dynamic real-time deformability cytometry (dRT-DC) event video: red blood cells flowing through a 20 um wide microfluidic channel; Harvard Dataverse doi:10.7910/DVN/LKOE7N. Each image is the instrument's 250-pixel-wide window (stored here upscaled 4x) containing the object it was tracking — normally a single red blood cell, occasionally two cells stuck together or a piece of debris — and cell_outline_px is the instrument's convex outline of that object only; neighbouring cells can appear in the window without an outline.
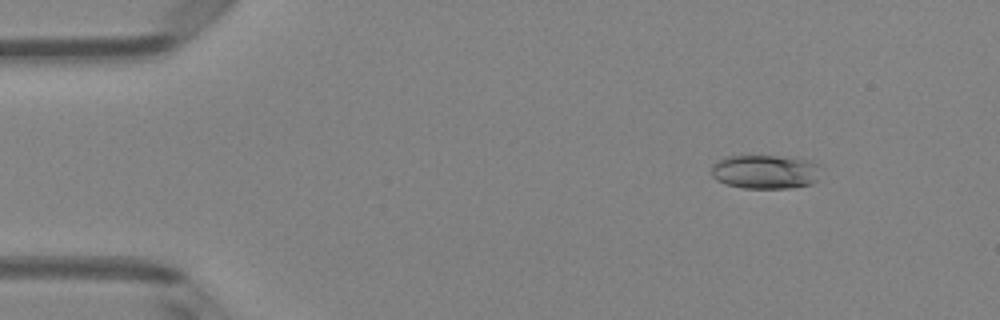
{"species": "Egyptian fruit bat (a non-hibernating species)", "species_latin": "Rousettus aegyptiacus", "temperature_condition": "room temperature", "stored_images_in_passage": 51, "camera_frame_rate_fps": 3000, "um_per_image_px": 0.085, "animal": {"sex": "female"}, "frame": {"image": 1, "passage_image": 7, "time_ms": 2.0, "image_size_px": [1000, 320], "cell_outline_px": [[820, 164], [816, 180], [812, 184], [788, 188], [744, 188], [724, 184], [716, 180], [712, 176], [712, 164], [716, 160], [724, 156], [796, 156]], "centroid_in_image_um": [65.03, 14.58], "position_along_channel_um": 20.0, "area_um2": 22.08}}
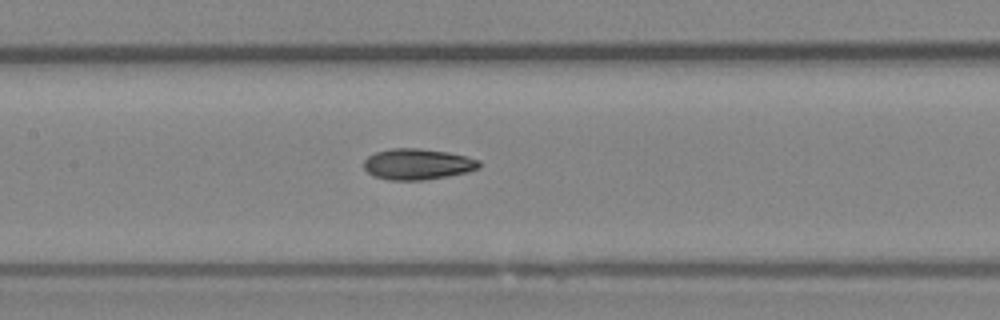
{"frame": {"image": 2, "passage_image": 25, "time_ms": 8.0, "image_size_px": [1000, 320], "cell_outline_px": [[480, 168], [468, 172], [448, 176], [424, 180], [388, 180], [372, 176], [364, 168], [364, 160], [368, 156], [376, 152], [392, 148], [420, 148], [448, 152], [480, 160]], "centroid_in_image_um": [35.49, 13.96], "position_along_channel_um": 171.9, "area_um2": 20.92}}
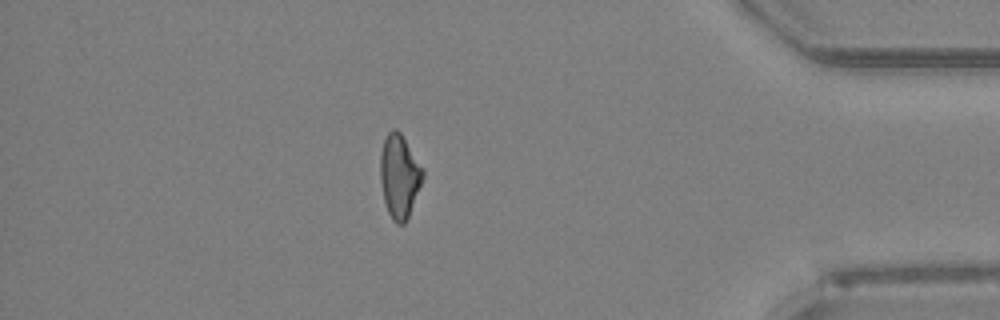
{"frame": {"image": 3, "passage_image": 45, "time_ms": 14.667, "image_size_px": [1000, 320], "cell_outline_px": [[424, 176], [408, 216], [404, 224], [396, 224], [392, 220], [388, 212], [384, 200], [380, 180], [380, 152], [384, 140], [388, 132], [392, 128], [396, 128], [400, 132], [424, 168]], "centroid_in_image_um": [33.94, 14.95], "position_along_channel_um": 401.3, "area_um2": 20.69}, "authors_computed_cell_mechanics": {"area_um2": 20.6924, "velocity_mm_per_s": 4.0084, "shape_relaxation_time_tau1_ms": 5.8078, "shape_relaxation_time_tau2_ms": 3.1277, "deformation_change_tau1": 0.1483, "deformation_change_tau2": 0.0946}}